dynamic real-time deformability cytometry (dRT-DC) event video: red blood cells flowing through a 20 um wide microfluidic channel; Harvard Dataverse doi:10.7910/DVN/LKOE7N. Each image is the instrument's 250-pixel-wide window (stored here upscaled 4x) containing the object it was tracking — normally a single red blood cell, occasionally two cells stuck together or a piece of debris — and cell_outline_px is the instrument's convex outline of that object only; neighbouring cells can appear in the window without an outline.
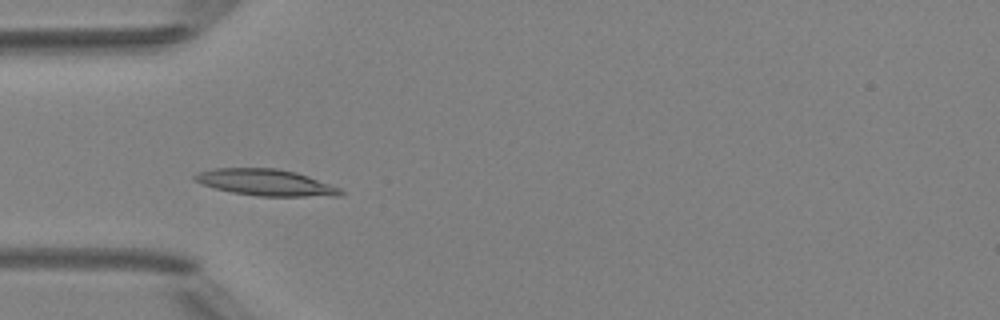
{"species": "Egyptian fruit bat (a non-hibernating species)", "species_latin": "Rousettus aegyptiacus", "temperature_condition": "room temperature", "stored_images_in_passage": 47, "camera_frame_rate_fps": 3000, "um_per_image_px": 0.085, "animal": {"sex": "female"}, "frame": {"image": 1, "passage_image": 13, "time_ms": 4.0, "image_size_px": [1000, 320], "cell_outline_px": [[344, 196], [260, 196], [232, 192], [216, 188], [192, 180], [192, 176], [196, 172], [212, 168], [276, 168], [296, 172], [308, 176], [340, 188], [344, 192]], "centroid_in_image_um": [22.58, 15.5], "position_along_channel_um": 62.4, "area_um2": 22.48}}
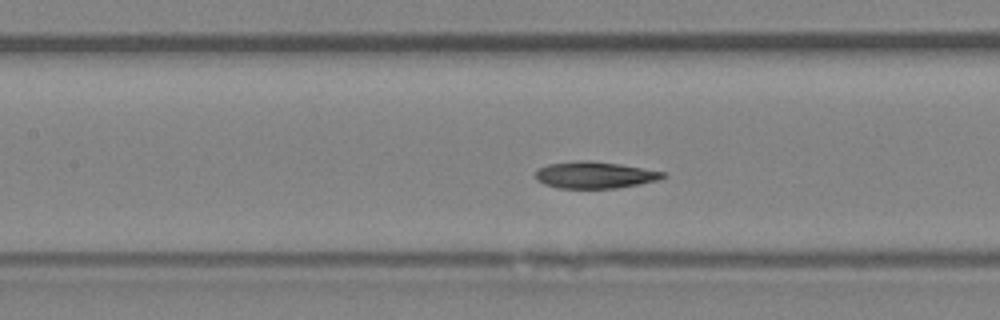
{"frame": {"image": 2, "passage_image": 20, "time_ms": 6.333, "image_size_px": [1000, 320], "cell_outline_px": [[668, 176], [660, 180], [640, 184], [616, 188], [556, 188], [544, 184], [536, 180], [536, 172], [540, 168], [548, 164], [584, 160], [592, 160], [620, 164], [664, 172]], "centroid_in_image_um": [50.58, 14.88], "position_along_channel_um": 156.8, "area_um2": 19.88}}
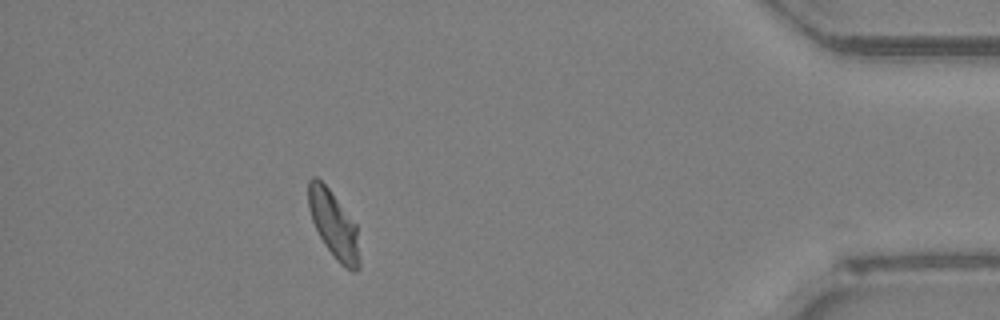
{"frame": {"image": 3, "passage_image": 42, "time_ms": 13.667, "image_size_px": [1000, 320], "cell_outline_px": [[360, 268], [356, 272], [352, 272], [340, 264], [336, 260], [324, 244], [312, 220], [308, 208], [308, 180], [312, 176], [316, 176], [328, 188], [356, 224], [360, 264]], "centroid_in_image_um": [28.36, 19.12], "position_along_channel_um": 406.8, "area_um2": 19.88}, "authors_computed_cell_mechanics": {"area_um2": 20.4034, "velocity_mm_per_s": 4.1284, "shape_relaxation_time_tau1_ms": 8.2483, "shape_relaxation_time_tau2_ms": 1.7937, "deformation_change_tau1": 0.1853, "deformation_change_tau2": 0.0565}}